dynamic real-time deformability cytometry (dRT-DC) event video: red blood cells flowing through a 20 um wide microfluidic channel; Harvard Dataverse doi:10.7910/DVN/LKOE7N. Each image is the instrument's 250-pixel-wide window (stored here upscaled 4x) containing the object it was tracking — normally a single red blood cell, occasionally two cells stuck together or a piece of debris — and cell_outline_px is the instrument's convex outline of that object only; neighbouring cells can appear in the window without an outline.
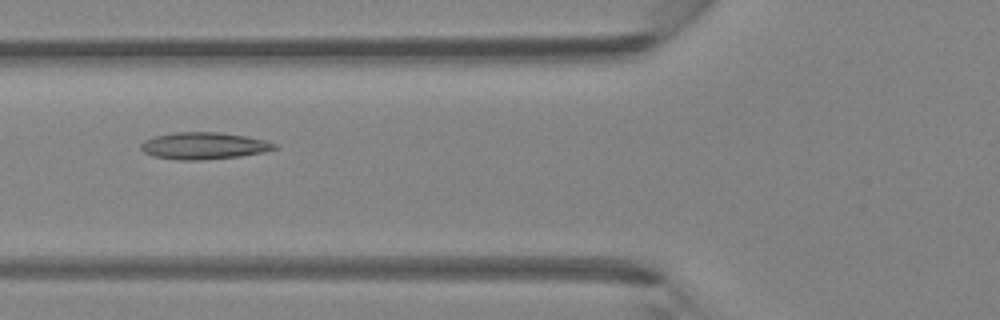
{"species": "Egyptian fruit bat (a non-hibernating species)", "species_latin": "Rousettus aegyptiacus", "temperature_condition": "room temperature", "stored_images_in_passage": 5, "camera_frame_rate_fps": 3000, "um_per_image_px": 0.085, "animal": {"sex": "female"}, "frame": {"image": 1, "passage_image": 5, "time_ms": 1.333, "image_size_px": [1000, 320], "cell_outline_px": [[280, 148], [264, 152], [240, 156], [200, 160], [176, 160], [152, 156], [144, 152], [140, 148], [140, 144], [144, 140], [156, 136], [176, 132], [220, 132], [244, 136], [264, 140], [276, 144]], "centroid_in_image_um": [17.32, 12.4], "position_along_channel_um": 108.5, "area_um2": 20.98}}